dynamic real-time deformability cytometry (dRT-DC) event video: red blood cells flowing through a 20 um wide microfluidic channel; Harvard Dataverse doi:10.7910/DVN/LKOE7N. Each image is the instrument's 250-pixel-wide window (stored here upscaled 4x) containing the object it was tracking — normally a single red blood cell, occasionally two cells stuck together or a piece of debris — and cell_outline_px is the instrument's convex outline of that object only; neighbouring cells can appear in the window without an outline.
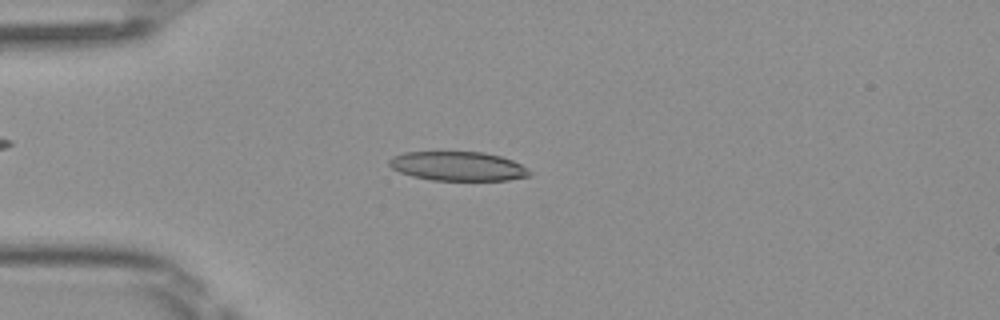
{"species": "Egyptian fruit bat (a non-hibernating species)", "species_latin": "Rousettus aegyptiacus", "temperature_condition": "room temperature", "stored_images_in_passage": 48, "camera_frame_rate_fps": 3000, "um_per_image_px": 0.085, "frame": {"image": 1, "passage_image": 12, "time_ms": 3.667, "image_size_px": [1000, 320], "cell_outline_px": [[532, 176], [508, 180], [432, 180], [412, 176], [400, 172], [392, 168], [388, 164], [388, 160], [392, 156], [404, 152], [484, 152], [500, 156], [512, 160], [528, 168], [532, 172]], "centroid_in_image_um": [38.94, 14.13], "position_along_channel_um": 46.1, "area_um2": 23.99}}
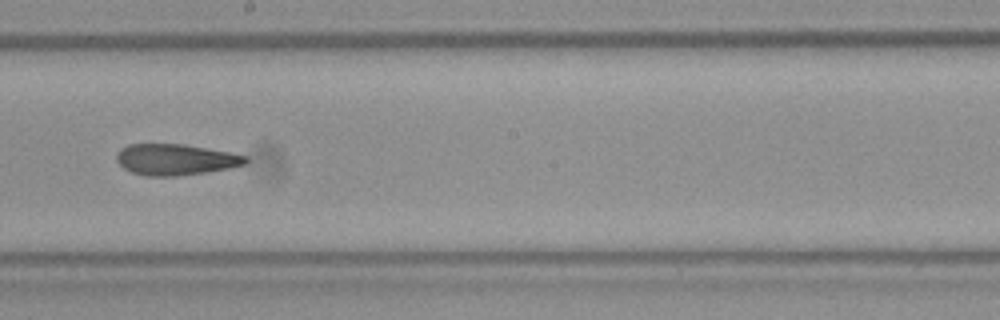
{"frame": {"image": 2, "passage_image": 27, "time_ms": 8.667, "image_size_px": [1000, 320], "cell_outline_px": [[248, 164], [228, 168], [204, 172], [176, 176], [148, 176], [132, 172], [124, 168], [116, 160], [116, 152], [120, 148], [128, 144], [184, 144], [232, 152], [248, 156]], "centroid_in_image_um": [14.93, 13.55], "position_along_channel_um": 233.3, "area_um2": 23.52}}
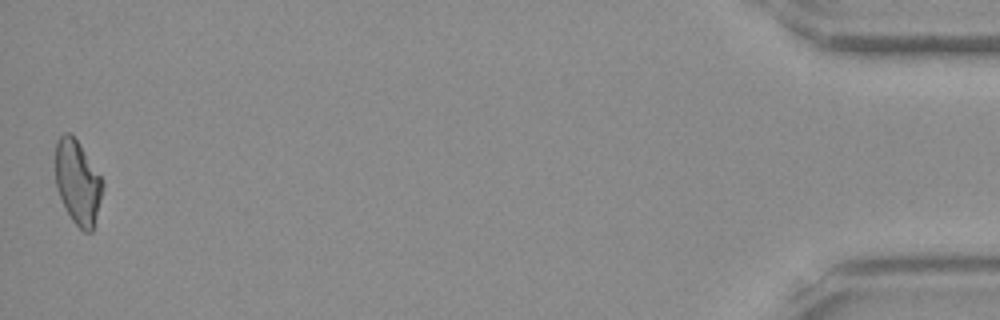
{"frame": {"image": 3, "passage_image": 48, "time_ms": 15.667, "image_size_px": [1000, 320], "cell_outline_px": [[104, 188], [92, 232], [84, 232], [72, 220], [56, 188], [56, 140], [64, 132], [68, 132], [80, 144], [100, 176], [104, 184]], "centroid_in_image_um": [6.61, 15.5], "position_along_channel_um": 428.6, "area_um2": 22.83}, "authors_computed_cell_mechanics": {"area_um2": 23.7558, "velocity_mm_per_s": 4.1071, "shape_relaxation_time_tau1_ms": null, "shape_relaxation_time_tau2_ms": 5.5302, "deformation_change_tau1": null, "deformation_change_tau2": 0.1521}}